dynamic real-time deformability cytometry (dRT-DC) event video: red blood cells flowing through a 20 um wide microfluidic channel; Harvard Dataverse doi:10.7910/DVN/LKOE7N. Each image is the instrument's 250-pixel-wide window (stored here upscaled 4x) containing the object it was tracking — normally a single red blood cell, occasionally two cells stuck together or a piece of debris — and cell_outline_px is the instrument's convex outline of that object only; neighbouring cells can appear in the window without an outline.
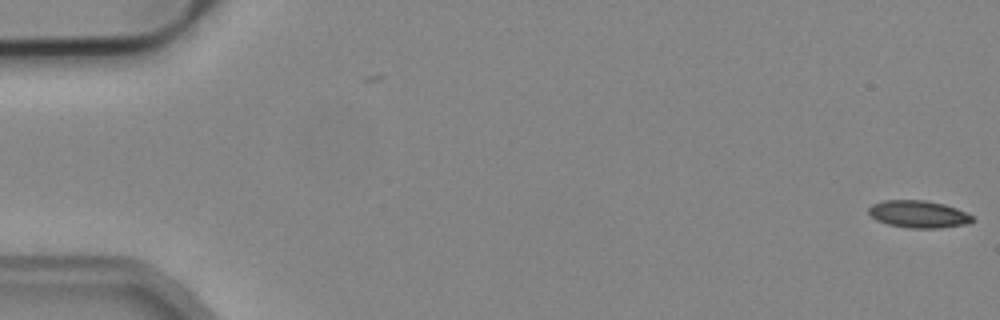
{"species": "common noctule bat (a hibernating species)", "species_latin": "Nyctalus noctula", "temperature_condition": "cold", "stored_images_in_passage": 2, "camera_frame_rate_fps": 3000, "um_per_image_px": 0.085, "animal": {"sex": "male", "body_mass_g": 19.2, "forearm_length_mm": 51.8}, "frame": {"image": 1, "passage_image": 2, "time_ms": 0.333, "image_size_px": [1000, 320], "cell_outline_px": [[976, 220], [968, 224], [940, 228], [908, 228], [888, 224], [876, 220], [868, 212], [868, 208], [872, 204], [884, 200], [924, 200], [944, 204], [956, 208], [972, 216]], "centroid_in_image_um": [78.08, 18.21], "position_along_channel_um": 6.9, "area_um2": 16.53}}